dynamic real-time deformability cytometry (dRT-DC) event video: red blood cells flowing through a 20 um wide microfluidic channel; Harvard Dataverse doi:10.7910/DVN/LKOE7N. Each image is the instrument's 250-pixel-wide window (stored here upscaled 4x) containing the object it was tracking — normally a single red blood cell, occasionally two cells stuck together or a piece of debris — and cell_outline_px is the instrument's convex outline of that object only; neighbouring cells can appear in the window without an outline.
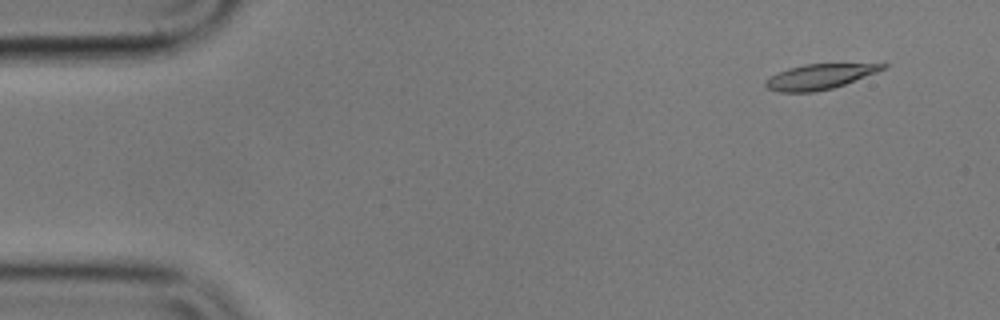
{"species": "common noctule bat (a hibernating species)", "species_latin": "Nyctalus noctula", "temperature_condition": "cold", "stored_images_in_passage": 55, "camera_frame_rate_fps": 3000, "um_per_image_px": 0.085, "animal": {"sex": "male", "body_mass_g": 17.9}, "frame": {"image": 1, "passage_image": 4, "time_ms": 1.0, "image_size_px": [1000, 320], "cell_outline_px": [[888, 64], [884, 68], [876, 72], [844, 84], [832, 88], [812, 92], [780, 92], [768, 88], [764, 84], [764, 80], [776, 72], [788, 68], [804, 64]], "centroid_in_image_um": [69.56, 6.52], "position_along_channel_um": 15.4, "area_um2": 16.88}}
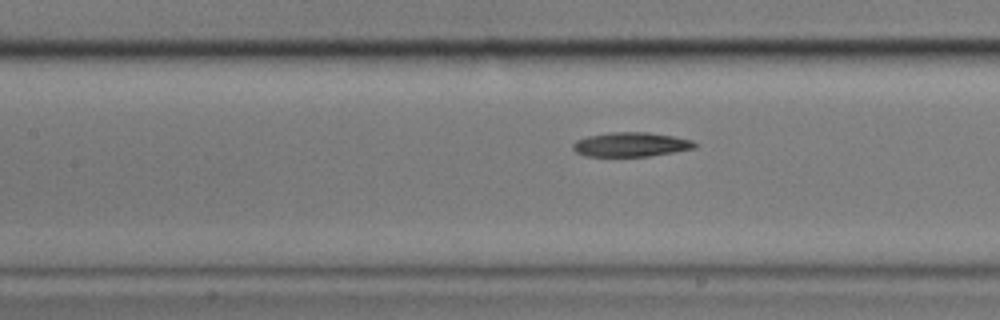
{"frame": {"image": 2, "passage_image": 24, "time_ms": 7.667, "image_size_px": [1000, 320], "cell_outline_px": [[700, 144], [696, 148], [676, 152], [648, 156], [584, 156], [576, 152], [572, 148], [572, 144], [576, 140], [588, 136], [612, 132], [648, 132], [672, 136], [692, 140]], "centroid_in_image_um": [53.66, 12.28], "position_along_channel_um": 153.7, "area_um2": 17.4}}
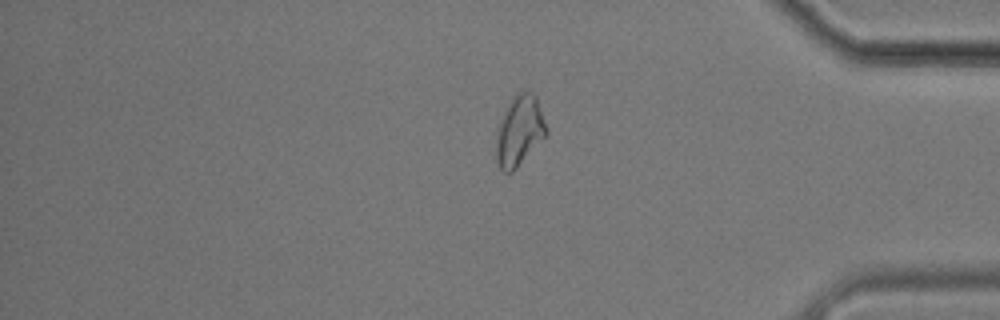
{"frame": {"image": 3, "passage_image": 46, "time_ms": 15.0, "image_size_px": [1000, 320], "cell_outline_px": [[548, 132], [516, 168], [512, 172], [504, 172], [500, 168], [496, 160], [496, 128], [512, 96], [516, 92], [532, 92], [536, 96], [548, 128]], "centroid_in_image_um": [44.13, 11.09], "position_along_channel_um": 391.1, "area_um2": 20.46}, "authors_computed_cell_mechanics": {"area_um2": 18.0914, "velocity_mm_per_s": 3.569, "shape_relaxation_time_tau1_ms": 10.5736, "shape_relaxation_time_tau2_ms": 9.0449, "deformation_change_tau1": 0.2102, "deformation_change_tau2": 0.1774}}